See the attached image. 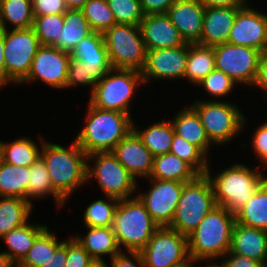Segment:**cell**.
Wrapping results in <instances>:
<instances>
[{"mask_svg": "<svg viewBox=\"0 0 267 267\" xmlns=\"http://www.w3.org/2000/svg\"><path fill=\"white\" fill-rule=\"evenodd\" d=\"M85 125L74 137L79 147L90 155L98 152H112L115 146L133 131L131 115L96 108L87 104Z\"/></svg>", "mask_w": 267, "mask_h": 267, "instance_id": "6da1fadb", "label": "cell"}, {"mask_svg": "<svg viewBox=\"0 0 267 267\" xmlns=\"http://www.w3.org/2000/svg\"><path fill=\"white\" fill-rule=\"evenodd\" d=\"M67 148L44 141L40 158L48 169L54 190L67 202L79 186L87 183V155L73 139Z\"/></svg>", "mask_w": 267, "mask_h": 267, "instance_id": "7a4b0ae2", "label": "cell"}, {"mask_svg": "<svg viewBox=\"0 0 267 267\" xmlns=\"http://www.w3.org/2000/svg\"><path fill=\"white\" fill-rule=\"evenodd\" d=\"M235 214L225 207L215 206L187 236L190 258L220 260L231 247Z\"/></svg>", "mask_w": 267, "mask_h": 267, "instance_id": "3957f363", "label": "cell"}, {"mask_svg": "<svg viewBox=\"0 0 267 267\" xmlns=\"http://www.w3.org/2000/svg\"><path fill=\"white\" fill-rule=\"evenodd\" d=\"M257 168L259 167L252 169L243 163H234L213 177L209 165L206 175L212 183L216 205L225 207L234 214L245 205L267 180L266 174H262Z\"/></svg>", "mask_w": 267, "mask_h": 267, "instance_id": "277c9868", "label": "cell"}, {"mask_svg": "<svg viewBox=\"0 0 267 267\" xmlns=\"http://www.w3.org/2000/svg\"><path fill=\"white\" fill-rule=\"evenodd\" d=\"M158 229L137 196L119 200L113 230L122 251L140 252Z\"/></svg>", "mask_w": 267, "mask_h": 267, "instance_id": "5b68a950", "label": "cell"}, {"mask_svg": "<svg viewBox=\"0 0 267 267\" xmlns=\"http://www.w3.org/2000/svg\"><path fill=\"white\" fill-rule=\"evenodd\" d=\"M199 115L205 133L214 146L230 143L246 128L245 116L238 105L227 101L195 100L190 105Z\"/></svg>", "mask_w": 267, "mask_h": 267, "instance_id": "8992f818", "label": "cell"}, {"mask_svg": "<svg viewBox=\"0 0 267 267\" xmlns=\"http://www.w3.org/2000/svg\"><path fill=\"white\" fill-rule=\"evenodd\" d=\"M215 206L210 179L207 175H199L183 185L174 218L168 227L188 236Z\"/></svg>", "mask_w": 267, "mask_h": 267, "instance_id": "52a82bcc", "label": "cell"}, {"mask_svg": "<svg viewBox=\"0 0 267 267\" xmlns=\"http://www.w3.org/2000/svg\"><path fill=\"white\" fill-rule=\"evenodd\" d=\"M143 84L145 83L140 71L112 68L95 85L88 101L96 108L131 115L130 104L135 90Z\"/></svg>", "mask_w": 267, "mask_h": 267, "instance_id": "ba28073f", "label": "cell"}, {"mask_svg": "<svg viewBox=\"0 0 267 267\" xmlns=\"http://www.w3.org/2000/svg\"><path fill=\"white\" fill-rule=\"evenodd\" d=\"M103 37L112 68L143 70L147 49L139 25L116 23Z\"/></svg>", "mask_w": 267, "mask_h": 267, "instance_id": "9c48e42d", "label": "cell"}, {"mask_svg": "<svg viewBox=\"0 0 267 267\" xmlns=\"http://www.w3.org/2000/svg\"><path fill=\"white\" fill-rule=\"evenodd\" d=\"M94 162L90 166L89 162ZM95 178L105 196L119 200L132 198L137 180L117 160L112 152H98L87 156V182Z\"/></svg>", "mask_w": 267, "mask_h": 267, "instance_id": "30bf717a", "label": "cell"}, {"mask_svg": "<svg viewBox=\"0 0 267 267\" xmlns=\"http://www.w3.org/2000/svg\"><path fill=\"white\" fill-rule=\"evenodd\" d=\"M39 46L32 27L4 30L6 85L19 84L28 75Z\"/></svg>", "mask_w": 267, "mask_h": 267, "instance_id": "8fae6325", "label": "cell"}, {"mask_svg": "<svg viewBox=\"0 0 267 267\" xmlns=\"http://www.w3.org/2000/svg\"><path fill=\"white\" fill-rule=\"evenodd\" d=\"M140 253L145 267H173L190 259L187 236L169 227H159Z\"/></svg>", "mask_w": 267, "mask_h": 267, "instance_id": "7c38bea8", "label": "cell"}, {"mask_svg": "<svg viewBox=\"0 0 267 267\" xmlns=\"http://www.w3.org/2000/svg\"><path fill=\"white\" fill-rule=\"evenodd\" d=\"M213 47L216 70L222 71L237 85H253L262 55L261 51L230 43Z\"/></svg>", "mask_w": 267, "mask_h": 267, "instance_id": "4fadbf2b", "label": "cell"}, {"mask_svg": "<svg viewBox=\"0 0 267 267\" xmlns=\"http://www.w3.org/2000/svg\"><path fill=\"white\" fill-rule=\"evenodd\" d=\"M70 59L71 53L57 49L54 46L40 45L28 75L18 85L41 80L51 88L66 89Z\"/></svg>", "mask_w": 267, "mask_h": 267, "instance_id": "5bb4252c", "label": "cell"}, {"mask_svg": "<svg viewBox=\"0 0 267 267\" xmlns=\"http://www.w3.org/2000/svg\"><path fill=\"white\" fill-rule=\"evenodd\" d=\"M151 188L136 196L144 204L151 218L159 227H168L175 215L183 185L178 181L148 179Z\"/></svg>", "mask_w": 267, "mask_h": 267, "instance_id": "9a60e30c", "label": "cell"}, {"mask_svg": "<svg viewBox=\"0 0 267 267\" xmlns=\"http://www.w3.org/2000/svg\"><path fill=\"white\" fill-rule=\"evenodd\" d=\"M228 43L267 52V14L249 3L238 9Z\"/></svg>", "mask_w": 267, "mask_h": 267, "instance_id": "2e32d148", "label": "cell"}, {"mask_svg": "<svg viewBox=\"0 0 267 267\" xmlns=\"http://www.w3.org/2000/svg\"><path fill=\"white\" fill-rule=\"evenodd\" d=\"M188 58V43L180 47L147 50L141 71L144 83L150 80L184 79Z\"/></svg>", "mask_w": 267, "mask_h": 267, "instance_id": "e0dca14e", "label": "cell"}, {"mask_svg": "<svg viewBox=\"0 0 267 267\" xmlns=\"http://www.w3.org/2000/svg\"><path fill=\"white\" fill-rule=\"evenodd\" d=\"M206 7L199 0H176L167 15L188 44H200Z\"/></svg>", "mask_w": 267, "mask_h": 267, "instance_id": "ac0fdd59", "label": "cell"}, {"mask_svg": "<svg viewBox=\"0 0 267 267\" xmlns=\"http://www.w3.org/2000/svg\"><path fill=\"white\" fill-rule=\"evenodd\" d=\"M112 153L136 180L138 177L149 178L154 156L134 131L123 138Z\"/></svg>", "mask_w": 267, "mask_h": 267, "instance_id": "d6986e66", "label": "cell"}, {"mask_svg": "<svg viewBox=\"0 0 267 267\" xmlns=\"http://www.w3.org/2000/svg\"><path fill=\"white\" fill-rule=\"evenodd\" d=\"M139 26L147 50L174 48L186 44L167 14L145 15Z\"/></svg>", "mask_w": 267, "mask_h": 267, "instance_id": "ffe728a7", "label": "cell"}, {"mask_svg": "<svg viewBox=\"0 0 267 267\" xmlns=\"http://www.w3.org/2000/svg\"><path fill=\"white\" fill-rule=\"evenodd\" d=\"M240 7L242 6L207 7L204 12L200 44L215 46L228 43L231 28Z\"/></svg>", "mask_w": 267, "mask_h": 267, "instance_id": "44dd1931", "label": "cell"}, {"mask_svg": "<svg viewBox=\"0 0 267 267\" xmlns=\"http://www.w3.org/2000/svg\"><path fill=\"white\" fill-rule=\"evenodd\" d=\"M227 254L248 257L267 266V231L235 222Z\"/></svg>", "mask_w": 267, "mask_h": 267, "instance_id": "7402d4cb", "label": "cell"}, {"mask_svg": "<svg viewBox=\"0 0 267 267\" xmlns=\"http://www.w3.org/2000/svg\"><path fill=\"white\" fill-rule=\"evenodd\" d=\"M89 69H98L103 75L112 69L102 33L92 32L82 39L71 53Z\"/></svg>", "mask_w": 267, "mask_h": 267, "instance_id": "603a6c76", "label": "cell"}, {"mask_svg": "<svg viewBox=\"0 0 267 267\" xmlns=\"http://www.w3.org/2000/svg\"><path fill=\"white\" fill-rule=\"evenodd\" d=\"M170 121L175 134L199 147L209 157L212 143L205 133L199 115L191 106L180 109Z\"/></svg>", "mask_w": 267, "mask_h": 267, "instance_id": "cb8c5ba5", "label": "cell"}, {"mask_svg": "<svg viewBox=\"0 0 267 267\" xmlns=\"http://www.w3.org/2000/svg\"><path fill=\"white\" fill-rule=\"evenodd\" d=\"M86 229L87 234L85 233L84 237L74 235V238L93 259L104 260V256H109L111 259L122 252L113 227L86 226Z\"/></svg>", "mask_w": 267, "mask_h": 267, "instance_id": "d4e9b609", "label": "cell"}, {"mask_svg": "<svg viewBox=\"0 0 267 267\" xmlns=\"http://www.w3.org/2000/svg\"><path fill=\"white\" fill-rule=\"evenodd\" d=\"M199 174L177 155L166 153L154 156L153 169L147 179L171 180L181 183L194 181Z\"/></svg>", "mask_w": 267, "mask_h": 267, "instance_id": "484cf974", "label": "cell"}, {"mask_svg": "<svg viewBox=\"0 0 267 267\" xmlns=\"http://www.w3.org/2000/svg\"><path fill=\"white\" fill-rule=\"evenodd\" d=\"M92 32L81 9H68L64 13V25L61 33L52 46L62 51L72 53L78 43Z\"/></svg>", "mask_w": 267, "mask_h": 267, "instance_id": "4316f807", "label": "cell"}, {"mask_svg": "<svg viewBox=\"0 0 267 267\" xmlns=\"http://www.w3.org/2000/svg\"><path fill=\"white\" fill-rule=\"evenodd\" d=\"M46 227V224H35L29 221L25 225L6 233L0 238L7 246L4 253L17 265Z\"/></svg>", "mask_w": 267, "mask_h": 267, "instance_id": "83f0119b", "label": "cell"}, {"mask_svg": "<svg viewBox=\"0 0 267 267\" xmlns=\"http://www.w3.org/2000/svg\"><path fill=\"white\" fill-rule=\"evenodd\" d=\"M40 140V147L26 136H21L8 143L0 141L1 160L16 166H31L41 156V148L45 140L43 137Z\"/></svg>", "mask_w": 267, "mask_h": 267, "instance_id": "f1b7e54d", "label": "cell"}, {"mask_svg": "<svg viewBox=\"0 0 267 267\" xmlns=\"http://www.w3.org/2000/svg\"><path fill=\"white\" fill-rule=\"evenodd\" d=\"M33 203L18 197H0V238L29 222Z\"/></svg>", "mask_w": 267, "mask_h": 267, "instance_id": "f546056e", "label": "cell"}, {"mask_svg": "<svg viewBox=\"0 0 267 267\" xmlns=\"http://www.w3.org/2000/svg\"><path fill=\"white\" fill-rule=\"evenodd\" d=\"M133 131L153 156L170 153L174 136V129L170 119L163 118L161 122L152 123L143 130H139L135 122H133Z\"/></svg>", "mask_w": 267, "mask_h": 267, "instance_id": "4dcf8cb0", "label": "cell"}, {"mask_svg": "<svg viewBox=\"0 0 267 267\" xmlns=\"http://www.w3.org/2000/svg\"><path fill=\"white\" fill-rule=\"evenodd\" d=\"M215 69V55L213 46L188 44V58L184 80L197 84Z\"/></svg>", "mask_w": 267, "mask_h": 267, "instance_id": "1f68e13d", "label": "cell"}, {"mask_svg": "<svg viewBox=\"0 0 267 267\" xmlns=\"http://www.w3.org/2000/svg\"><path fill=\"white\" fill-rule=\"evenodd\" d=\"M52 196L56 202V207L62 208L67 202L54 190L51 178L44 161L39 158L35 163L29 166V179L27 189V201L32 203L31 199H45Z\"/></svg>", "mask_w": 267, "mask_h": 267, "instance_id": "d6a6232c", "label": "cell"}, {"mask_svg": "<svg viewBox=\"0 0 267 267\" xmlns=\"http://www.w3.org/2000/svg\"><path fill=\"white\" fill-rule=\"evenodd\" d=\"M237 223L267 231V180L236 213Z\"/></svg>", "mask_w": 267, "mask_h": 267, "instance_id": "836d02e7", "label": "cell"}, {"mask_svg": "<svg viewBox=\"0 0 267 267\" xmlns=\"http://www.w3.org/2000/svg\"><path fill=\"white\" fill-rule=\"evenodd\" d=\"M33 20L32 0H0V30L30 28Z\"/></svg>", "mask_w": 267, "mask_h": 267, "instance_id": "e575fe53", "label": "cell"}, {"mask_svg": "<svg viewBox=\"0 0 267 267\" xmlns=\"http://www.w3.org/2000/svg\"><path fill=\"white\" fill-rule=\"evenodd\" d=\"M29 167L16 166L0 160V197L27 200Z\"/></svg>", "mask_w": 267, "mask_h": 267, "instance_id": "d590c367", "label": "cell"}, {"mask_svg": "<svg viewBox=\"0 0 267 267\" xmlns=\"http://www.w3.org/2000/svg\"><path fill=\"white\" fill-rule=\"evenodd\" d=\"M63 243L48 226L37 236L32 247L16 267H40L48 263L55 250Z\"/></svg>", "mask_w": 267, "mask_h": 267, "instance_id": "8d00e7d4", "label": "cell"}, {"mask_svg": "<svg viewBox=\"0 0 267 267\" xmlns=\"http://www.w3.org/2000/svg\"><path fill=\"white\" fill-rule=\"evenodd\" d=\"M104 197V200H94L86 207L82 220L85 226L113 227L114 214L119 199L110 196Z\"/></svg>", "mask_w": 267, "mask_h": 267, "instance_id": "74e56055", "label": "cell"}, {"mask_svg": "<svg viewBox=\"0 0 267 267\" xmlns=\"http://www.w3.org/2000/svg\"><path fill=\"white\" fill-rule=\"evenodd\" d=\"M170 153L187 162L199 175H206L210 164L208 155L199 147L190 144L184 138L174 133Z\"/></svg>", "mask_w": 267, "mask_h": 267, "instance_id": "f35d334b", "label": "cell"}, {"mask_svg": "<svg viewBox=\"0 0 267 267\" xmlns=\"http://www.w3.org/2000/svg\"><path fill=\"white\" fill-rule=\"evenodd\" d=\"M93 32L104 33L116 20L107 0H88L81 8Z\"/></svg>", "mask_w": 267, "mask_h": 267, "instance_id": "ab89813d", "label": "cell"}, {"mask_svg": "<svg viewBox=\"0 0 267 267\" xmlns=\"http://www.w3.org/2000/svg\"><path fill=\"white\" fill-rule=\"evenodd\" d=\"M64 25V13L54 15L34 16L32 28L38 37L40 45L52 46Z\"/></svg>", "mask_w": 267, "mask_h": 267, "instance_id": "60d3db41", "label": "cell"}, {"mask_svg": "<svg viewBox=\"0 0 267 267\" xmlns=\"http://www.w3.org/2000/svg\"><path fill=\"white\" fill-rule=\"evenodd\" d=\"M104 75L98 69H89L83 62L70 59L68 64V73L66 81V89L71 87L88 86L90 94L93 92L95 85Z\"/></svg>", "mask_w": 267, "mask_h": 267, "instance_id": "b9f144b4", "label": "cell"}, {"mask_svg": "<svg viewBox=\"0 0 267 267\" xmlns=\"http://www.w3.org/2000/svg\"><path fill=\"white\" fill-rule=\"evenodd\" d=\"M117 24L140 25L144 19L140 0H107Z\"/></svg>", "mask_w": 267, "mask_h": 267, "instance_id": "7bdbcfd3", "label": "cell"}, {"mask_svg": "<svg viewBox=\"0 0 267 267\" xmlns=\"http://www.w3.org/2000/svg\"><path fill=\"white\" fill-rule=\"evenodd\" d=\"M208 95L221 99L228 96L237 85L229 76L222 71L214 69L198 84Z\"/></svg>", "mask_w": 267, "mask_h": 267, "instance_id": "ee69618b", "label": "cell"}, {"mask_svg": "<svg viewBox=\"0 0 267 267\" xmlns=\"http://www.w3.org/2000/svg\"><path fill=\"white\" fill-rule=\"evenodd\" d=\"M94 259L74 236L67 238V259L65 267H88Z\"/></svg>", "mask_w": 267, "mask_h": 267, "instance_id": "f6af8a7d", "label": "cell"}, {"mask_svg": "<svg viewBox=\"0 0 267 267\" xmlns=\"http://www.w3.org/2000/svg\"><path fill=\"white\" fill-rule=\"evenodd\" d=\"M254 135L251 138L252 140V150L260 159L261 163L259 164V167L261 168V165H267V122L261 123V125H258L256 127V130L253 133Z\"/></svg>", "mask_w": 267, "mask_h": 267, "instance_id": "bcb514c9", "label": "cell"}, {"mask_svg": "<svg viewBox=\"0 0 267 267\" xmlns=\"http://www.w3.org/2000/svg\"><path fill=\"white\" fill-rule=\"evenodd\" d=\"M33 15L63 14L68 8L64 0H32Z\"/></svg>", "mask_w": 267, "mask_h": 267, "instance_id": "7dc6e473", "label": "cell"}, {"mask_svg": "<svg viewBox=\"0 0 267 267\" xmlns=\"http://www.w3.org/2000/svg\"><path fill=\"white\" fill-rule=\"evenodd\" d=\"M110 267H145L140 252L125 251L115 255L110 259Z\"/></svg>", "mask_w": 267, "mask_h": 267, "instance_id": "c3c4849f", "label": "cell"}, {"mask_svg": "<svg viewBox=\"0 0 267 267\" xmlns=\"http://www.w3.org/2000/svg\"><path fill=\"white\" fill-rule=\"evenodd\" d=\"M220 264L222 267H264L265 265L258 260H253L248 257L226 254L221 258Z\"/></svg>", "mask_w": 267, "mask_h": 267, "instance_id": "681fc988", "label": "cell"}, {"mask_svg": "<svg viewBox=\"0 0 267 267\" xmlns=\"http://www.w3.org/2000/svg\"><path fill=\"white\" fill-rule=\"evenodd\" d=\"M176 0H140L144 15L167 14L170 6Z\"/></svg>", "mask_w": 267, "mask_h": 267, "instance_id": "f907efd6", "label": "cell"}, {"mask_svg": "<svg viewBox=\"0 0 267 267\" xmlns=\"http://www.w3.org/2000/svg\"><path fill=\"white\" fill-rule=\"evenodd\" d=\"M252 86L263 90V95L265 99H267V52H264L261 55L257 75Z\"/></svg>", "mask_w": 267, "mask_h": 267, "instance_id": "816d5d0a", "label": "cell"}, {"mask_svg": "<svg viewBox=\"0 0 267 267\" xmlns=\"http://www.w3.org/2000/svg\"><path fill=\"white\" fill-rule=\"evenodd\" d=\"M67 259V239L55 250L52 259L40 267H65Z\"/></svg>", "mask_w": 267, "mask_h": 267, "instance_id": "f5cc1de1", "label": "cell"}, {"mask_svg": "<svg viewBox=\"0 0 267 267\" xmlns=\"http://www.w3.org/2000/svg\"><path fill=\"white\" fill-rule=\"evenodd\" d=\"M207 7H233L244 6L248 0H199Z\"/></svg>", "mask_w": 267, "mask_h": 267, "instance_id": "db71d44e", "label": "cell"}, {"mask_svg": "<svg viewBox=\"0 0 267 267\" xmlns=\"http://www.w3.org/2000/svg\"><path fill=\"white\" fill-rule=\"evenodd\" d=\"M6 86V66L4 61V30H0V89Z\"/></svg>", "mask_w": 267, "mask_h": 267, "instance_id": "11a10c76", "label": "cell"}, {"mask_svg": "<svg viewBox=\"0 0 267 267\" xmlns=\"http://www.w3.org/2000/svg\"><path fill=\"white\" fill-rule=\"evenodd\" d=\"M68 9H81L88 0H64Z\"/></svg>", "mask_w": 267, "mask_h": 267, "instance_id": "9f6ffc18", "label": "cell"}, {"mask_svg": "<svg viewBox=\"0 0 267 267\" xmlns=\"http://www.w3.org/2000/svg\"><path fill=\"white\" fill-rule=\"evenodd\" d=\"M0 267H16V264L3 252H0Z\"/></svg>", "mask_w": 267, "mask_h": 267, "instance_id": "6f0895ef", "label": "cell"}, {"mask_svg": "<svg viewBox=\"0 0 267 267\" xmlns=\"http://www.w3.org/2000/svg\"><path fill=\"white\" fill-rule=\"evenodd\" d=\"M206 260H195L193 258H190L189 260H187L186 262L177 265V266H173V267H194L195 263H201L204 262Z\"/></svg>", "mask_w": 267, "mask_h": 267, "instance_id": "680465c9", "label": "cell"}, {"mask_svg": "<svg viewBox=\"0 0 267 267\" xmlns=\"http://www.w3.org/2000/svg\"><path fill=\"white\" fill-rule=\"evenodd\" d=\"M110 265L107 264L106 260H97L94 259L88 267H109Z\"/></svg>", "mask_w": 267, "mask_h": 267, "instance_id": "91938a15", "label": "cell"}, {"mask_svg": "<svg viewBox=\"0 0 267 267\" xmlns=\"http://www.w3.org/2000/svg\"><path fill=\"white\" fill-rule=\"evenodd\" d=\"M208 261L211 262V265L209 263V265L207 264V266L205 265L204 267H222L220 262L217 263V260L216 261L215 260H206V262H208ZM215 262H216V264H215Z\"/></svg>", "mask_w": 267, "mask_h": 267, "instance_id": "94428289", "label": "cell"}]
</instances>
